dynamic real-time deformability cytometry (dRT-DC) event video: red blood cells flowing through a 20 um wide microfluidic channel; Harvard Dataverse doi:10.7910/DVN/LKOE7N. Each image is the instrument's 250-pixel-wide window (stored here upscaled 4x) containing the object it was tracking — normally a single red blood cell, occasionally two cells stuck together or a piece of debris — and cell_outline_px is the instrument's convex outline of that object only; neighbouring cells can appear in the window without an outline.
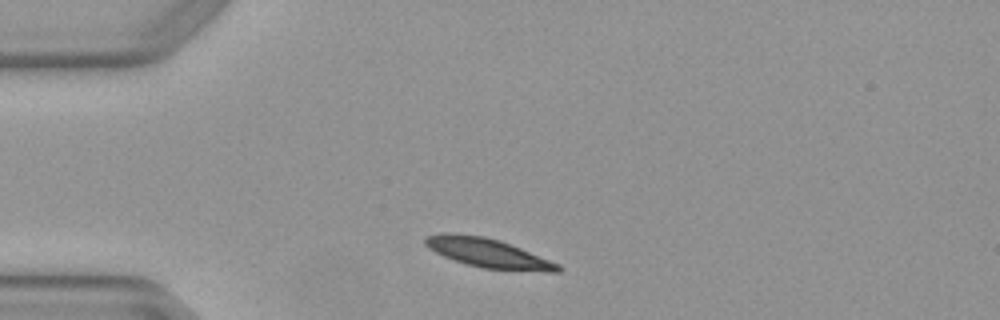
{"species": "Egyptian fruit bat (a non-hibernating species)", "species_latin": "Rousettus aegyptiacus", "temperature_condition": "warm", "stored_images_in_passage": 3, "camera_frame_rate_fps": 3000, "um_per_image_px": 0.085, "animal": {"sex": "female"}, "frame": {"image": 1, "passage_image": 1, "time_ms": 0.0, "image_size_px": [1000, 320], "cell_outline_px": [[564, 268], [560, 272], [548, 272], [480, 268], [444, 256], [428, 248], [424, 244], [424, 240], [428, 236], [444, 232], [448, 232], [484, 236], [500, 240], [560, 264]], "centroid_in_image_um": [41.51, 21.51], "position_along_channel_um": 43.5, "area_um2": 22.48}}
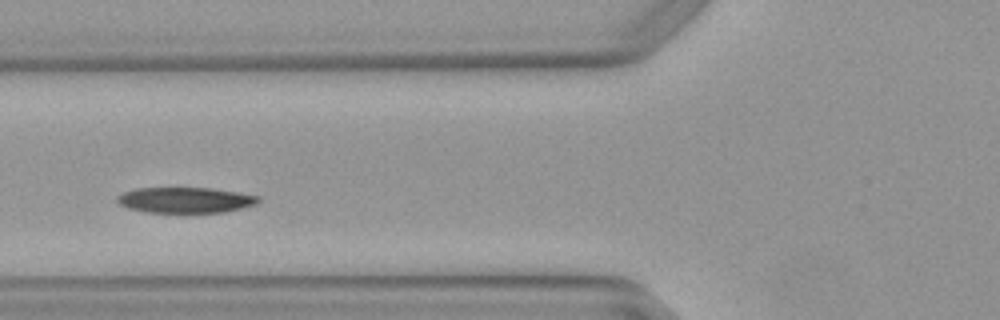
{"frame": {"image": 2, "passage_image": 3, "time_ms": 0.667, "image_size_px": [1000, 320], "cell_outline_px": [[260, 200], [256, 204], [224, 212], [148, 212], [128, 208], [120, 204], [116, 200], [116, 196], [124, 192], [136, 188], [212, 188], [260, 196]], "centroid_in_image_um": [15.74, 17.0], "position_along_channel_um": 110.1, "area_um2": 20.92}}